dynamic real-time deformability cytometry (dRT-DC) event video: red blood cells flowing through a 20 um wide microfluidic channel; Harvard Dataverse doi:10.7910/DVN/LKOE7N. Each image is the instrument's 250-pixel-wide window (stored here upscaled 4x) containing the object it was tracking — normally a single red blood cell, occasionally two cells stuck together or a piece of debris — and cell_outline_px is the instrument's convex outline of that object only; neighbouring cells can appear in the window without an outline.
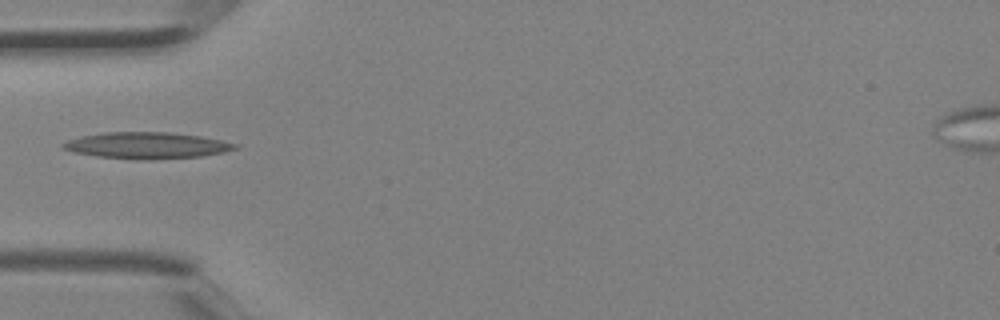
{"species": "Egyptian fruit bat (a non-hibernating species)", "species_latin": "Rousettus aegyptiacus", "temperature_condition": "room temperature", "stored_images_in_passage": 1, "camera_frame_rate_fps": 3000, "um_per_image_px": 0.085, "animal": {"sex": "female"}, "frame": {"image": 1, "passage_image": 1, "time_ms": 0.0, "image_size_px": [1000, 320], "cell_outline_px": [[240, 148], [224, 152], [200, 156], [136, 160], [96, 156], [76, 152], [60, 148], [60, 144], [68, 140], [80, 136], [104, 132], [172, 132], [200, 136], [240, 144]], "centroid_in_image_um": [12.47, 12.35], "position_along_channel_um": 72.5, "area_um2": 26.53}}